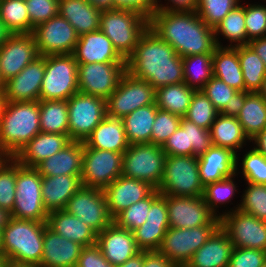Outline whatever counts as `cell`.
I'll list each match as a JSON object with an SVG mask.
<instances>
[{"label":"cell","instance_id":"deb4b68c","mask_svg":"<svg viewBox=\"0 0 266 267\" xmlns=\"http://www.w3.org/2000/svg\"><path fill=\"white\" fill-rule=\"evenodd\" d=\"M178 267H189L187 264L185 265H181V266H178Z\"/></svg>","mask_w":266,"mask_h":267},{"label":"cell","instance_id":"680465c9","mask_svg":"<svg viewBox=\"0 0 266 267\" xmlns=\"http://www.w3.org/2000/svg\"><path fill=\"white\" fill-rule=\"evenodd\" d=\"M76 267H115L103 256L100 248L94 244L83 247Z\"/></svg>","mask_w":266,"mask_h":267},{"label":"cell","instance_id":"753ad0ef","mask_svg":"<svg viewBox=\"0 0 266 267\" xmlns=\"http://www.w3.org/2000/svg\"><path fill=\"white\" fill-rule=\"evenodd\" d=\"M258 93L266 100V76Z\"/></svg>","mask_w":266,"mask_h":267},{"label":"cell","instance_id":"ab89813d","mask_svg":"<svg viewBox=\"0 0 266 267\" xmlns=\"http://www.w3.org/2000/svg\"><path fill=\"white\" fill-rule=\"evenodd\" d=\"M39 110L41 132L69 135L66 100H39Z\"/></svg>","mask_w":266,"mask_h":267},{"label":"cell","instance_id":"277c9868","mask_svg":"<svg viewBox=\"0 0 266 267\" xmlns=\"http://www.w3.org/2000/svg\"><path fill=\"white\" fill-rule=\"evenodd\" d=\"M39 132V101H5L0 119V147L14 158Z\"/></svg>","mask_w":266,"mask_h":267},{"label":"cell","instance_id":"f35d334b","mask_svg":"<svg viewBox=\"0 0 266 267\" xmlns=\"http://www.w3.org/2000/svg\"><path fill=\"white\" fill-rule=\"evenodd\" d=\"M196 90L184 82L156 89L155 103L158 109L184 117Z\"/></svg>","mask_w":266,"mask_h":267},{"label":"cell","instance_id":"7c38bea8","mask_svg":"<svg viewBox=\"0 0 266 267\" xmlns=\"http://www.w3.org/2000/svg\"><path fill=\"white\" fill-rule=\"evenodd\" d=\"M69 137L85 141L106 116V101L77 92L68 100Z\"/></svg>","mask_w":266,"mask_h":267},{"label":"cell","instance_id":"09005b40","mask_svg":"<svg viewBox=\"0 0 266 267\" xmlns=\"http://www.w3.org/2000/svg\"><path fill=\"white\" fill-rule=\"evenodd\" d=\"M3 89H4V82L0 77V91H3Z\"/></svg>","mask_w":266,"mask_h":267},{"label":"cell","instance_id":"a7ac6f4b","mask_svg":"<svg viewBox=\"0 0 266 267\" xmlns=\"http://www.w3.org/2000/svg\"><path fill=\"white\" fill-rule=\"evenodd\" d=\"M115 267H143V251Z\"/></svg>","mask_w":266,"mask_h":267},{"label":"cell","instance_id":"d6a6232c","mask_svg":"<svg viewBox=\"0 0 266 267\" xmlns=\"http://www.w3.org/2000/svg\"><path fill=\"white\" fill-rule=\"evenodd\" d=\"M101 12L87 0H59V15L73 26L78 36L99 30Z\"/></svg>","mask_w":266,"mask_h":267},{"label":"cell","instance_id":"6125c7cd","mask_svg":"<svg viewBox=\"0 0 266 267\" xmlns=\"http://www.w3.org/2000/svg\"><path fill=\"white\" fill-rule=\"evenodd\" d=\"M157 0V10L171 12H196L198 0ZM167 1V2H166ZM170 4V5H169Z\"/></svg>","mask_w":266,"mask_h":267},{"label":"cell","instance_id":"f907efd6","mask_svg":"<svg viewBox=\"0 0 266 267\" xmlns=\"http://www.w3.org/2000/svg\"><path fill=\"white\" fill-rule=\"evenodd\" d=\"M243 0H198L196 13L210 27L220 23Z\"/></svg>","mask_w":266,"mask_h":267},{"label":"cell","instance_id":"e0dca14e","mask_svg":"<svg viewBox=\"0 0 266 267\" xmlns=\"http://www.w3.org/2000/svg\"><path fill=\"white\" fill-rule=\"evenodd\" d=\"M32 35L43 56L73 54L79 38L73 26L60 15L37 25Z\"/></svg>","mask_w":266,"mask_h":267},{"label":"cell","instance_id":"8992f818","mask_svg":"<svg viewBox=\"0 0 266 267\" xmlns=\"http://www.w3.org/2000/svg\"><path fill=\"white\" fill-rule=\"evenodd\" d=\"M157 190L168 196H203L204 186L200 181L198 157L166 156L163 177Z\"/></svg>","mask_w":266,"mask_h":267},{"label":"cell","instance_id":"979ff035","mask_svg":"<svg viewBox=\"0 0 266 267\" xmlns=\"http://www.w3.org/2000/svg\"><path fill=\"white\" fill-rule=\"evenodd\" d=\"M2 230H0V251H1V245H2Z\"/></svg>","mask_w":266,"mask_h":267},{"label":"cell","instance_id":"7dc6e473","mask_svg":"<svg viewBox=\"0 0 266 267\" xmlns=\"http://www.w3.org/2000/svg\"><path fill=\"white\" fill-rule=\"evenodd\" d=\"M218 114L219 112L209 98L201 90H198L194 92L184 118L203 129L209 130Z\"/></svg>","mask_w":266,"mask_h":267},{"label":"cell","instance_id":"4316f807","mask_svg":"<svg viewBox=\"0 0 266 267\" xmlns=\"http://www.w3.org/2000/svg\"><path fill=\"white\" fill-rule=\"evenodd\" d=\"M84 153L83 141H71L61 151L44 159L35 168L42 177L81 175Z\"/></svg>","mask_w":266,"mask_h":267},{"label":"cell","instance_id":"d590c367","mask_svg":"<svg viewBox=\"0 0 266 267\" xmlns=\"http://www.w3.org/2000/svg\"><path fill=\"white\" fill-rule=\"evenodd\" d=\"M158 107L150 104L140 107L122 118L130 145L151 143V133Z\"/></svg>","mask_w":266,"mask_h":267},{"label":"cell","instance_id":"8c879c8a","mask_svg":"<svg viewBox=\"0 0 266 267\" xmlns=\"http://www.w3.org/2000/svg\"><path fill=\"white\" fill-rule=\"evenodd\" d=\"M10 217L11 215L7 210L0 208V230H3L8 224Z\"/></svg>","mask_w":266,"mask_h":267},{"label":"cell","instance_id":"11a10c76","mask_svg":"<svg viewBox=\"0 0 266 267\" xmlns=\"http://www.w3.org/2000/svg\"><path fill=\"white\" fill-rule=\"evenodd\" d=\"M212 102L218 112H220L226 104H230L233 95L237 90L228 86L221 79L213 76L201 90Z\"/></svg>","mask_w":266,"mask_h":267},{"label":"cell","instance_id":"8fae6325","mask_svg":"<svg viewBox=\"0 0 266 267\" xmlns=\"http://www.w3.org/2000/svg\"><path fill=\"white\" fill-rule=\"evenodd\" d=\"M156 89L148 81L125 72L111 96L106 100V115L123 118L140 107L155 103Z\"/></svg>","mask_w":266,"mask_h":267},{"label":"cell","instance_id":"5bb4252c","mask_svg":"<svg viewBox=\"0 0 266 267\" xmlns=\"http://www.w3.org/2000/svg\"><path fill=\"white\" fill-rule=\"evenodd\" d=\"M65 211L79 218L97 235L113 223L101 189L81 186L69 199Z\"/></svg>","mask_w":266,"mask_h":267},{"label":"cell","instance_id":"d6986e66","mask_svg":"<svg viewBox=\"0 0 266 267\" xmlns=\"http://www.w3.org/2000/svg\"><path fill=\"white\" fill-rule=\"evenodd\" d=\"M170 228H194L210 224L217 216L204 202L203 196L166 195Z\"/></svg>","mask_w":266,"mask_h":267},{"label":"cell","instance_id":"11e5206c","mask_svg":"<svg viewBox=\"0 0 266 267\" xmlns=\"http://www.w3.org/2000/svg\"><path fill=\"white\" fill-rule=\"evenodd\" d=\"M9 158L0 147V165Z\"/></svg>","mask_w":266,"mask_h":267},{"label":"cell","instance_id":"7a4b0ae2","mask_svg":"<svg viewBox=\"0 0 266 267\" xmlns=\"http://www.w3.org/2000/svg\"><path fill=\"white\" fill-rule=\"evenodd\" d=\"M149 27L182 58L214 53L218 47L214 28L208 26L196 12L157 10L149 18Z\"/></svg>","mask_w":266,"mask_h":267},{"label":"cell","instance_id":"836d02e7","mask_svg":"<svg viewBox=\"0 0 266 267\" xmlns=\"http://www.w3.org/2000/svg\"><path fill=\"white\" fill-rule=\"evenodd\" d=\"M209 131L213 146L230 149L236 155L251 144L237 117L219 113Z\"/></svg>","mask_w":266,"mask_h":267},{"label":"cell","instance_id":"3957f363","mask_svg":"<svg viewBox=\"0 0 266 267\" xmlns=\"http://www.w3.org/2000/svg\"><path fill=\"white\" fill-rule=\"evenodd\" d=\"M46 227V222L10 217L2 230L0 254L8 263L39 267Z\"/></svg>","mask_w":266,"mask_h":267},{"label":"cell","instance_id":"ffe728a7","mask_svg":"<svg viewBox=\"0 0 266 267\" xmlns=\"http://www.w3.org/2000/svg\"><path fill=\"white\" fill-rule=\"evenodd\" d=\"M212 146L209 130L182 117L179 128L165 141L162 149L167 156L200 157Z\"/></svg>","mask_w":266,"mask_h":267},{"label":"cell","instance_id":"ac0fdd59","mask_svg":"<svg viewBox=\"0 0 266 267\" xmlns=\"http://www.w3.org/2000/svg\"><path fill=\"white\" fill-rule=\"evenodd\" d=\"M40 56L32 34H13L0 46V77L5 83Z\"/></svg>","mask_w":266,"mask_h":267},{"label":"cell","instance_id":"8d00e7d4","mask_svg":"<svg viewBox=\"0 0 266 267\" xmlns=\"http://www.w3.org/2000/svg\"><path fill=\"white\" fill-rule=\"evenodd\" d=\"M245 3L241 1L229 14L214 28L216 42L219 47H236L247 45V33L245 27ZM227 40L229 44L223 45L221 41ZM221 39V40H220ZM220 40V41H219Z\"/></svg>","mask_w":266,"mask_h":267},{"label":"cell","instance_id":"9a60e30c","mask_svg":"<svg viewBox=\"0 0 266 267\" xmlns=\"http://www.w3.org/2000/svg\"><path fill=\"white\" fill-rule=\"evenodd\" d=\"M125 72L126 63H78L79 92L106 101L116 90Z\"/></svg>","mask_w":266,"mask_h":267},{"label":"cell","instance_id":"e7e4bbea","mask_svg":"<svg viewBox=\"0 0 266 267\" xmlns=\"http://www.w3.org/2000/svg\"><path fill=\"white\" fill-rule=\"evenodd\" d=\"M248 93L249 92L247 91H237L233 95L230 104H226V106L219 113L225 116L237 117L244 106V101Z\"/></svg>","mask_w":266,"mask_h":267},{"label":"cell","instance_id":"91938a15","mask_svg":"<svg viewBox=\"0 0 266 267\" xmlns=\"http://www.w3.org/2000/svg\"><path fill=\"white\" fill-rule=\"evenodd\" d=\"M146 222L153 225H169L166 195L160 194L151 203Z\"/></svg>","mask_w":266,"mask_h":267},{"label":"cell","instance_id":"4dcf8cb0","mask_svg":"<svg viewBox=\"0 0 266 267\" xmlns=\"http://www.w3.org/2000/svg\"><path fill=\"white\" fill-rule=\"evenodd\" d=\"M87 147L124 153L130 146L121 118L108 115L84 141Z\"/></svg>","mask_w":266,"mask_h":267},{"label":"cell","instance_id":"83f0119b","mask_svg":"<svg viewBox=\"0 0 266 267\" xmlns=\"http://www.w3.org/2000/svg\"><path fill=\"white\" fill-rule=\"evenodd\" d=\"M81 186V175L42 177V199L48 214L54 211L65 210L69 199Z\"/></svg>","mask_w":266,"mask_h":267},{"label":"cell","instance_id":"9f6ffc18","mask_svg":"<svg viewBox=\"0 0 266 267\" xmlns=\"http://www.w3.org/2000/svg\"><path fill=\"white\" fill-rule=\"evenodd\" d=\"M25 3L34 28L59 15V0H25Z\"/></svg>","mask_w":266,"mask_h":267},{"label":"cell","instance_id":"03108f58","mask_svg":"<svg viewBox=\"0 0 266 267\" xmlns=\"http://www.w3.org/2000/svg\"><path fill=\"white\" fill-rule=\"evenodd\" d=\"M256 54L263 60L266 66V36L259 39H254L248 44Z\"/></svg>","mask_w":266,"mask_h":267},{"label":"cell","instance_id":"2644e50d","mask_svg":"<svg viewBox=\"0 0 266 267\" xmlns=\"http://www.w3.org/2000/svg\"><path fill=\"white\" fill-rule=\"evenodd\" d=\"M12 35V31L0 20V46Z\"/></svg>","mask_w":266,"mask_h":267},{"label":"cell","instance_id":"52a82bcc","mask_svg":"<svg viewBox=\"0 0 266 267\" xmlns=\"http://www.w3.org/2000/svg\"><path fill=\"white\" fill-rule=\"evenodd\" d=\"M42 176L35 167L22 166L16 160V192L11 217L47 222L48 212L42 199Z\"/></svg>","mask_w":266,"mask_h":267},{"label":"cell","instance_id":"681fc988","mask_svg":"<svg viewBox=\"0 0 266 267\" xmlns=\"http://www.w3.org/2000/svg\"><path fill=\"white\" fill-rule=\"evenodd\" d=\"M16 159L9 157L0 165V208L12 212L16 192Z\"/></svg>","mask_w":266,"mask_h":267},{"label":"cell","instance_id":"74e56055","mask_svg":"<svg viewBox=\"0 0 266 267\" xmlns=\"http://www.w3.org/2000/svg\"><path fill=\"white\" fill-rule=\"evenodd\" d=\"M245 135L253 140L266 128V100L258 92L246 95L244 106L237 116Z\"/></svg>","mask_w":266,"mask_h":267},{"label":"cell","instance_id":"5b68a950","mask_svg":"<svg viewBox=\"0 0 266 267\" xmlns=\"http://www.w3.org/2000/svg\"><path fill=\"white\" fill-rule=\"evenodd\" d=\"M148 27L149 18L137 11L115 8L101 12L99 29L125 61L133 54Z\"/></svg>","mask_w":266,"mask_h":267},{"label":"cell","instance_id":"816d5d0a","mask_svg":"<svg viewBox=\"0 0 266 267\" xmlns=\"http://www.w3.org/2000/svg\"><path fill=\"white\" fill-rule=\"evenodd\" d=\"M246 2L245 4V27L247 33V45L254 39L266 36V5ZM264 3V4H263Z\"/></svg>","mask_w":266,"mask_h":267},{"label":"cell","instance_id":"db71d44e","mask_svg":"<svg viewBox=\"0 0 266 267\" xmlns=\"http://www.w3.org/2000/svg\"><path fill=\"white\" fill-rule=\"evenodd\" d=\"M180 116L157 109L156 118L151 133V143L163 145L165 141L179 128Z\"/></svg>","mask_w":266,"mask_h":267},{"label":"cell","instance_id":"6f0895ef","mask_svg":"<svg viewBox=\"0 0 266 267\" xmlns=\"http://www.w3.org/2000/svg\"><path fill=\"white\" fill-rule=\"evenodd\" d=\"M266 263V251L234 247L228 267H262Z\"/></svg>","mask_w":266,"mask_h":267},{"label":"cell","instance_id":"603a6c76","mask_svg":"<svg viewBox=\"0 0 266 267\" xmlns=\"http://www.w3.org/2000/svg\"><path fill=\"white\" fill-rule=\"evenodd\" d=\"M154 190L155 188L145 181L119 176L104 189L111 217L114 219L132 204L148 197Z\"/></svg>","mask_w":266,"mask_h":267},{"label":"cell","instance_id":"484cf974","mask_svg":"<svg viewBox=\"0 0 266 267\" xmlns=\"http://www.w3.org/2000/svg\"><path fill=\"white\" fill-rule=\"evenodd\" d=\"M201 184L205 187L236 174V154L230 149L212 146L198 157Z\"/></svg>","mask_w":266,"mask_h":267},{"label":"cell","instance_id":"4fadbf2b","mask_svg":"<svg viewBox=\"0 0 266 267\" xmlns=\"http://www.w3.org/2000/svg\"><path fill=\"white\" fill-rule=\"evenodd\" d=\"M123 153L87 147L84 144L82 186L104 190L122 175Z\"/></svg>","mask_w":266,"mask_h":267},{"label":"cell","instance_id":"f6af8a7d","mask_svg":"<svg viewBox=\"0 0 266 267\" xmlns=\"http://www.w3.org/2000/svg\"><path fill=\"white\" fill-rule=\"evenodd\" d=\"M0 20L13 34H32L25 0H0Z\"/></svg>","mask_w":266,"mask_h":267},{"label":"cell","instance_id":"ee69618b","mask_svg":"<svg viewBox=\"0 0 266 267\" xmlns=\"http://www.w3.org/2000/svg\"><path fill=\"white\" fill-rule=\"evenodd\" d=\"M250 146L248 149H243L242 152H245L242 157L241 153L236 155V174L242 175L241 178L245 183L266 185V157L252 145Z\"/></svg>","mask_w":266,"mask_h":267},{"label":"cell","instance_id":"b9fcfbb0","mask_svg":"<svg viewBox=\"0 0 266 267\" xmlns=\"http://www.w3.org/2000/svg\"><path fill=\"white\" fill-rule=\"evenodd\" d=\"M6 267H37V266L16 265L13 263H8Z\"/></svg>","mask_w":266,"mask_h":267},{"label":"cell","instance_id":"e575fe53","mask_svg":"<svg viewBox=\"0 0 266 267\" xmlns=\"http://www.w3.org/2000/svg\"><path fill=\"white\" fill-rule=\"evenodd\" d=\"M213 76L237 91H245L244 77L236 47H217L213 53Z\"/></svg>","mask_w":266,"mask_h":267},{"label":"cell","instance_id":"1f68e13d","mask_svg":"<svg viewBox=\"0 0 266 267\" xmlns=\"http://www.w3.org/2000/svg\"><path fill=\"white\" fill-rule=\"evenodd\" d=\"M46 223L54 233L83 247L96 244L97 234L87 224L65 210L49 213Z\"/></svg>","mask_w":266,"mask_h":267},{"label":"cell","instance_id":"9c48e42d","mask_svg":"<svg viewBox=\"0 0 266 267\" xmlns=\"http://www.w3.org/2000/svg\"><path fill=\"white\" fill-rule=\"evenodd\" d=\"M166 156L161 145H130L123 153L122 175L145 181L157 189L163 177Z\"/></svg>","mask_w":266,"mask_h":267},{"label":"cell","instance_id":"44dd1931","mask_svg":"<svg viewBox=\"0 0 266 267\" xmlns=\"http://www.w3.org/2000/svg\"><path fill=\"white\" fill-rule=\"evenodd\" d=\"M45 73V56L40 55L16 76L4 83L5 101H39L40 89Z\"/></svg>","mask_w":266,"mask_h":267},{"label":"cell","instance_id":"2e32d148","mask_svg":"<svg viewBox=\"0 0 266 267\" xmlns=\"http://www.w3.org/2000/svg\"><path fill=\"white\" fill-rule=\"evenodd\" d=\"M220 227L233 247L266 251V222L255 216L237 209L220 218Z\"/></svg>","mask_w":266,"mask_h":267},{"label":"cell","instance_id":"bcb514c9","mask_svg":"<svg viewBox=\"0 0 266 267\" xmlns=\"http://www.w3.org/2000/svg\"><path fill=\"white\" fill-rule=\"evenodd\" d=\"M244 185L246 189L242 190L240 202L233 207L228 206L225 209V214L240 209L266 222V185L253 183H245Z\"/></svg>","mask_w":266,"mask_h":267},{"label":"cell","instance_id":"003e7915","mask_svg":"<svg viewBox=\"0 0 266 267\" xmlns=\"http://www.w3.org/2000/svg\"><path fill=\"white\" fill-rule=\"evenodd\" d=\"M251 142L253 147L266 157V128L251 140Z\"/></svg>","mask_w":266,"mask_h":267},{"label":"cell","instance_id":"b9f144b4","mask_svg":"<svg viewBox=\"0 0 266 267\" xmlns=\"http://www.w3.org/2000/svg\"><path fill=\"white\" fill-rule=\"evenodd\" d=\"M183 61L184 83L198 91L213 77V53L186 56Z\"/></svg>","mask_w":266,"mask_h":267},{"label":"cell","instance_id":"94428289","mask_svg":"<svg viewBox=\"0 0 266 267\" xmlns=\"http://www.w3.org/2000/svg\"><path fill=\"white\" fill-rule=\"evenodd\" d=\"M137 11L150 18L157 11V0H114V9Z\"/></svg>","mask_w":266,"mask_h":267},{"label":"cell","instance_id":"f5cc1de1","mask_svg":"<svg viewBox=\"0 0 266 267\" xmlns=\"http://www.w3.org/2000/svg\"><path fill=\"white\" fill-rule=\"evenodd\" d=\"M169 225H153L144 222L142 226L134 229L133 235L137 246L142 251L158 250Z\"/></svg>","mask_w":266,"mask_h":267},{"label":"cell","instance_id":"34e18365","mask_svg":"<svg viewBox=\"0 0 266 267\" xmlns=\"http://www.w3.org/2000/svg\"><path fill=\"white\" fill-rule=\"evenodd\" d=\"M4 104H5L4 94H3V91H0V119H1V114H2Z\"/></svg>","mask_w":266,"mask_h":267},{"label":"cell","instance_id":"30bf717a","mask_svg":"<svg viewBox=\"0 0 266 267\" xmlns=\"http://www.w3.org/2000/svg\"><path fill=\"white\" fill-rule=\"evenodd\" d=\"M219 227V217H216L208 225L194 228L180 229L169 227L158 251L177 267L185 265Z\"/></svg>","mask_w":266,"mask_h":267},{"label":"cell","instance_id":"cb8c5ba5","mask_svg":"<svg viewBox=\"0 0 266 267\" xmlns=\"http://www.w3.org/2000/svg\"><path fill=\"white\" fill-rule=\"evenodd\" d=\"M73 55L77 63H126L100 29L79 36Z\"/></svg>","mask_w":266,"mask_h":267},{"label":"cell","instance_id":"89a4df30","mask_svg":"<svg viewBox=\"0 0 266 267\" xmlns=\"http://www.w3.org/2000/svg\"><path fill=\"white\" fill-rule=\"evenodd\" d=\"M95 8L104 11L109 9H114V0H87Z\"/></svg>","mask_w":266,"mask_h":267},{"label":"cell","instance_id":"2a66077c","mask_svg":"<svg viewBox=\"0 0 266 267\" xmlns=\"http://www.w3.org/2000/svg\"><path fill=\"white\" fill-rule=\"evenodd\" d=\"M8 261L0 254V267H6Z\"/></svg>","mask_w":266,"mask_h":267},{"label":"cell","instance_id":"7bdbcfd3","mask_svg":"<svg viewBox=\"0 0 266 267\" xmlns=\"http://www.w3.org/2000/svg\"><path fill=\"white\" fill-rule=\"evenodd\" d=\"M238 58L244 77L245 91L258 92L266 76L263 60L249 46H237Z\"/></svg>","mask_w":266,"mask_h":267},{"label":"cell","instance_id":"ba28073f","mask_svg":"<svg viewBox=\"0 0 266 267\" xmlns=\"http://www.w3.org/2000/svg\"><path fill=\"white\" fill-rule=\"evenodd\" d=\"M78 63L73 54L45 56L40 100H68L79 92Z\"/></svg>","mask_w":266,"mask_h":267},{"label":"cell","instance_id":"d4e9b609","mask_svg":"<svg viewBox=\"0 0 266 267\" xmlns=\"http://www.w3.org/2000/svg\"><path fill=\"white\" fill-rule=\"evenodd\" d=\"M83 246L45 228L39 267H76Z\"/></svg>","mask_w":266,"mask_h":267},{"label":"cell","instance_id":"6da1fadb","mask_svg":"<svg viewBox=\"0 0 266 267\" xmlns=\"http://www.w3.org/2000/svg\"><path fill=\"white\" fill-rule=\"evenodd\" d=\"M126 71L155 89L184 82L182 57L150 27L127 59Z\"/></svg>","mask_w":266,"mask_h":267},{"label":"cell","instance_id":"c3c4849f","mask_svg":"<svg viewBox=\"0 0 266 267\" xmlns=\"http://www.w3.org/2000/svg\"><path fill=\"white\" fill-rule=\"evenodd\" d=\"M160 195V192L155 189L148 197L138 201L127 209L119 213L113 222L120 228H125L129 231L143 225L146 222L147 213L149 212L151 203Z\"/></svg>","mask_w":266,"mask_h":267},{"label":"cell","instance_id":"f1b7e54d","mask_svg":"<svg viewBox=\"0 0 266 267\" xmlns=\"http://www.w3.org/2000/svg\"><path fill=\"white\" fill-rule=\"evenodd\" d=\"M71 141L69 135L39 132L14 158L22 166L36 167L44 159L61 151Z\"/></svg>","mask_w":266,"mask_h":267},{"label":"cell","instance_id":"be15d7a7","mask_svg":"<svg viewBox=\"0 0 266 267\" xmlns=\"http://www.w3.org/2000/svg\"><path fill=\"white\" fill-rule=\"evenodd\" d=\"M143 267H177L158 250L143 251Z\"/></svg>","mask_w":266,"mask_h":267},{"label":"cell","instance_id":"60d3db41","mask_svg":"<svg viewBox=\"0 0 266 267\" xmlns=\"http://www.w3.org/2000/svg\"><path fill=\"white\" fill-rule=\"evenodd\" d=\"M238 178V174H234L231 177H226L220 181L210 183L204 187L203 199L210 210L219 218L225 215L224 209L229 205H234L232 200L236 193L239 194L237 190L239 186L236 183L235 178ZM222 213L219 212V208H222Z\"/></svg>","mask_w":266,"mask_h":267},{"label":"cell","instance_id":"f546056e","mask_svg":"<svg viewBox=\"0 0 266 267\" xmlns=\"http://www.w3.org/2000/svg\"><path fill=\"white\" fill-rule=\"evenodd\" d=\"M233 243L227 233L219 227L192 256L189 267H228Z\"/></svg>","mask_w":266,"mask_h":267},{"label":"cell","instance_id":"7402d4cb","mask_svg":"<svg viewBox=\"0 0 266 267\" xmlns=\"http://www.w3.org/2000/svg\"><path fill=\"white\" fill-rule=\"evenodd\" d=\"M96 245L113 266L123 264L142 251L135 242L133 232L118 227L114 222L97 235Z\"/></svg>","mask_w":266,"mask_h":267}]
</instances>
